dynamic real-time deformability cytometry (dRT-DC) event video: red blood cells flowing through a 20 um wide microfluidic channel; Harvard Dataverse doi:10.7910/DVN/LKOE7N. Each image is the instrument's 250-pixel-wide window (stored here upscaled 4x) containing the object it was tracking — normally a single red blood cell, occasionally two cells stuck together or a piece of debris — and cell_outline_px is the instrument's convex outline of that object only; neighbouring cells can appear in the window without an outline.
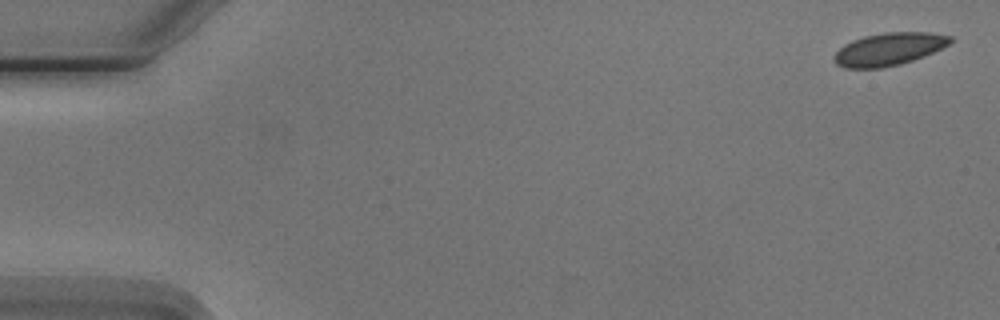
{"species": "Egyptian fruit bat (a non-hibernating species)", "species_latin": "Rousettus aegyptiacus", "temperature_condition": "cold", "stored_images_in_passage": 5, "camera_frame_rate_fps": 3000, "um_per_image_px": 0.085, "animal": {"sex": "male"}, "frame": {"image": 1, "passage_image": 1, "time_ms": 0.0, "image_size_px": [1000, 320], "cell_outline_px": [[956, 40], [924, 56], [900, 64], [880, 68], [844, 68], [836, 64], [832, 60], [832, 56], [844, 44], [852, 40], [864, 36], [888, 32], [932, 32], [952, 36]], "centroid_in_image_um": [75.54, 4.17], "position_along_channel_um": 9.5, "area_um2": 22.2}}